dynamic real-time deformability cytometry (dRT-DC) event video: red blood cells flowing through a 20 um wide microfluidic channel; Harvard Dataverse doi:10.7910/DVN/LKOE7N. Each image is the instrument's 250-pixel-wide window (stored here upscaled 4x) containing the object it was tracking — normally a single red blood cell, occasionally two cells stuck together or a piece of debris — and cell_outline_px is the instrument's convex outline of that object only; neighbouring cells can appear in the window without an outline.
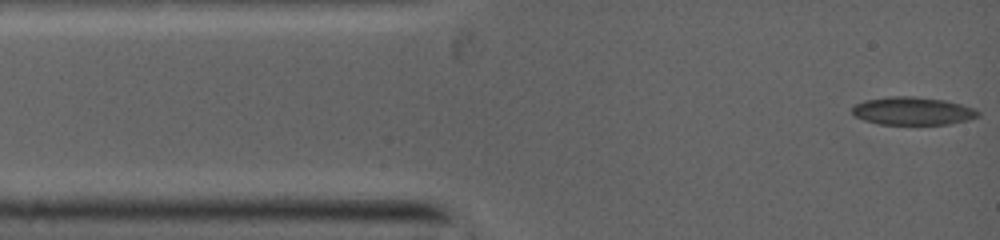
{"species": "common noctule bat (a hibernating species)", "species_latin": "Nyctalus noctula", "temperature_condition": "warm", "stored_images_in_passage": 85, "camera_frame_rate_fps": 5000, "um_per_image_px": 0.085, "animal": {"sex": "female", "body_mass_g": 19.0, "forearm_length_mm": 53.3}, "frame": {"image": 1, "passage_image": 1, "time_ms": 0.0, "image_size_px": [1000, 240], "cell_outline_px": [[980, 116], [968, 120], [948, 124], [880, 124], [864, 120], [856, 116], [852, 112], [852, 108], [856, 104], [864, 100], [888, 96], [912, 96], [944, 100], [976, 108], [980, 112]], "centroid_in_image_um": [77.6, 9.43], "position_along_channel_um": 7.4, "area_um2": 20.52}}
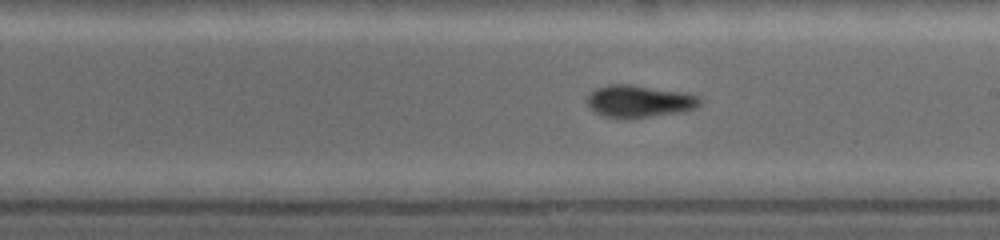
{"frame": {"image": 2, "passage_image": 37, "time_ms": 6.4, "image_size_px": [1000, 240], "cell_outline_px": [[700, 100], [692, 108], [644, 116], [608, 116], [596, 112], [588, 104], [588, 96], [592, 92], [600, 88], [612, 84], [628, 84], [676, 92], [692, 96]], "centroid_in_image_um": [54.2, 8.57], "position_along_channel_um": 234.8, "area_um2": 19.02}}
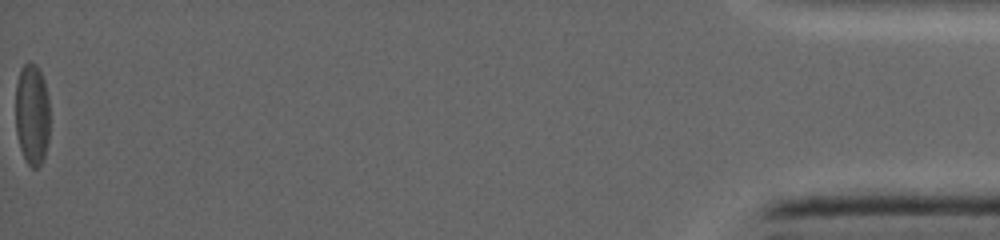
{"frame": {"image": 3, "passage_image": 85, "time_ms": 14.2, "image_size_px": [1000, 240], "cell_outline_px": [[48, 140], [44, 156], [40, 164], [36, 168], [32, 168], [28, 164], [20, 148], [16, 132], [16, 84], [20, 68], [28, 60], [36, 64], [44, 80], [48, 96]], "centroid_in_image_um": [2.71, 9.67], "position_along_channel_um": 432.5, "area_um2": 20.23}}